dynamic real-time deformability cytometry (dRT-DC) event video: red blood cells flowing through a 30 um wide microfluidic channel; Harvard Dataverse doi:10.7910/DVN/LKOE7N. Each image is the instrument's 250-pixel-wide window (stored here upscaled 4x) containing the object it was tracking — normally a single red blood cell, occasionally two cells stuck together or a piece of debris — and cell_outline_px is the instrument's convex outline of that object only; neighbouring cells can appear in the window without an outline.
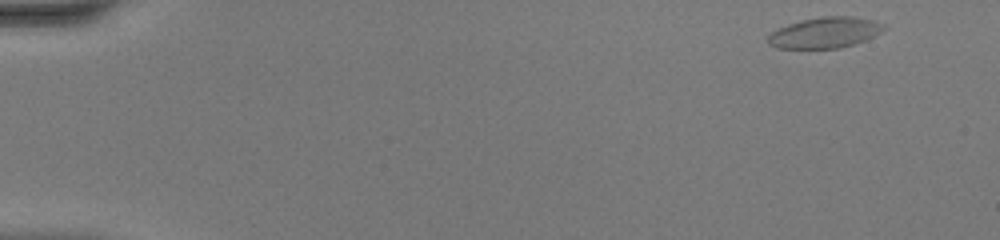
{"species": "common noctule bat (a hibernating species)", "species_latin": "Nyctalus noctula", "temperature_condition": "warm", "stored_images_in_passage": 45, "camera_frame_rate_fps": 3000, "um_per_image_px": 0.085, "animal": {"sex": "female", "body_mass_g": 20.0, "forearm_length_mm": 54.0}, "frame": {"image": 1, "passage_image": 1, "time_ms": 0.0, "image_size_px": [1000, 240], "cell_outline_px": [[888, 28], [856, 44], [840, 48], [776, 48], [768, 44], [768, 36], [772, 32], [788, 24], [800, 20], [824, 16], [852, 16], [872, 20], [884, 24]], "centroid_in_image_um": [70.13, 2.77], "position_along_channel_um": 14.9, "area_um2": 20.75}}
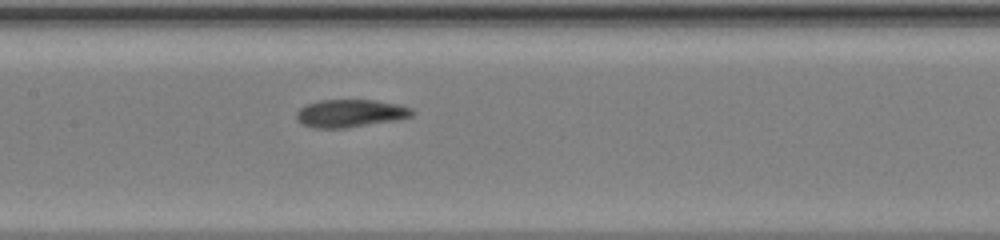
{"frame": {"image": 2, "passage_image": 22, "time_ms": 7.0, "image_size_px": [1000, 240], "cell_outline_px": [[416, 112], [412, 116], [400, 120], [344, 128], [316, 128], [304, 124], [296, 120], [296, 112], [300, 108], [308, 104], [320, 100], [376, 100], [396, 104], [412, 108]], "centroid_in_image_um": [29.82, 9.63], "position_along_channel_um": 177.6, "area_um2": 18.79}}
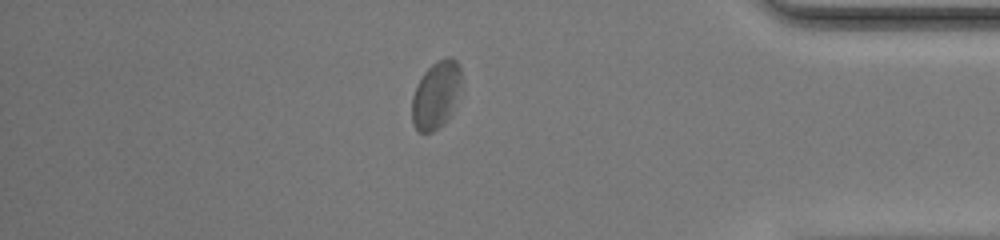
{"frame": {"image": 3, "passage_image": 39, "time_ms": 12.667, "image_size_px": [1000, 240], "cell_outline_px": [[460, 84], [448, 120], [444, 124], [432, 132], [420, 132], [412, 124], [412, 96], [424, 72], [432, 64], [448, 56], [452, 56], [460, 64]], "centroid_in_image_um": [37.05, 8.07], "position_along_channel_um": 398.2, "area_um2": 19.07}, "authors_computed_cell_mechanics": {"area_um2": 19.3052, "velocity_mm_per_s": 4.3458, "shape_relaxation_time_tau1_ms": 4.1408, "shape_relaxation_time_tau2_ms": 1.3639, "deformation_change_tau1": 0.1335, "deformation_change_tau2": 0.0534}}